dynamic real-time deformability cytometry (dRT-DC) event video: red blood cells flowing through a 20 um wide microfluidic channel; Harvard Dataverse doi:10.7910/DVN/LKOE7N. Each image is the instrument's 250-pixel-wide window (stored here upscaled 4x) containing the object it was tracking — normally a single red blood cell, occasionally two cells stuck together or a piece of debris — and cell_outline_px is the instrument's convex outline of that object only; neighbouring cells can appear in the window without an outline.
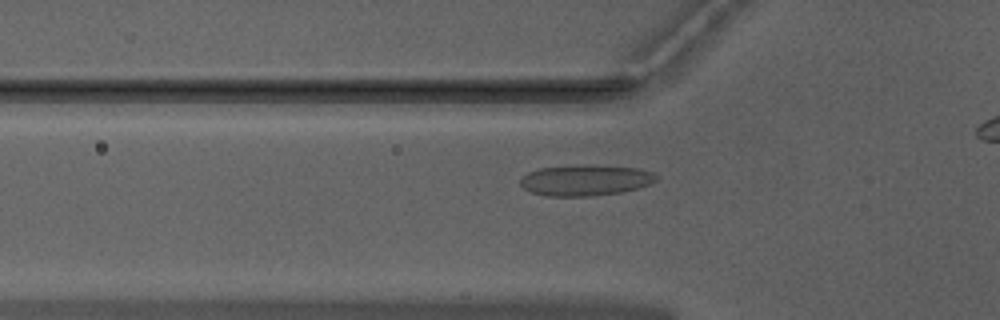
{"species": "Egyptian fruit bat (a non-hibernating species)", "species_latin": "Rousettus aegyptiacus", "temperature_condition": "warm", "stored_images_in_passage": 42, "camera_frame_rate_fps": 3000, "um_per_image_px": 0.085, "animal": {"sex": "male"}, "frame": {"image": 1, "passage_image": 15, "time_ms": 4.667, "image_size_px": [1000, 320], "cell_outline_px": [[656, 180], [648, 184], [636, 188], [620, 192], [592, 196], [544, 196], [528, 192], [520, 184], [520, 180], [528, 172], [540, 168], [640, 168], [652, 172], [656, 176]], "centroid_in_image_um": [49.7, 15.39], "position_along_channel_um": 76.1, "area_um2": 23.06}}
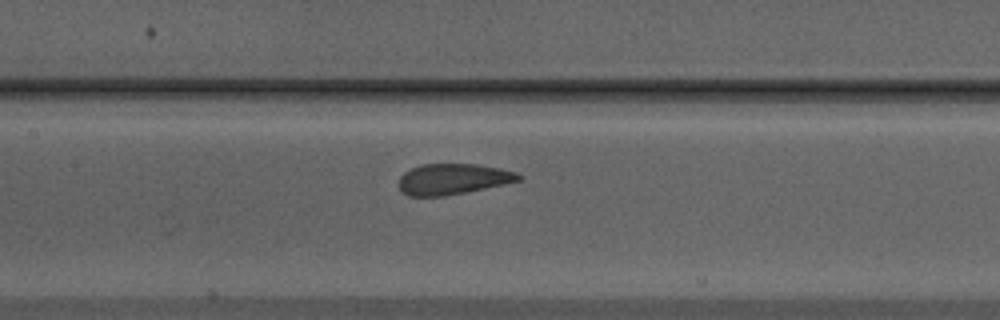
{"frame": {"image": 2, "passage_image": 22, "time_ms": 7.0, "image_size_px": [1000, 320], "cell_outline_px": [[524, 176], [520, 180], [504, 184], [444, 196], [408, 196], [400, 192], [400, 176], [404, 172], [420, 164], [476, 164], [500, 168], [516, 172]], "centroid_in_image_um": [38.49, 15.22], "position_along_channel_um": 168.9, "area_um2": 21.44}}
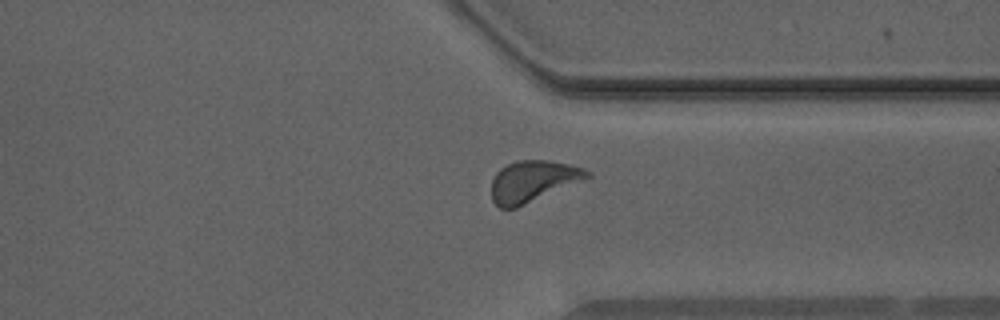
{"frame": {"image": 3, "passage_image": 37, "time_ms": 12.0, "image_size_px": [1000, 320], "cell_outline_px": [[592, 176], [516, 208], [500, 208], [492, 200], [492, 180], [496, 172], [500, 168], [516, 160], [548, 160], [568, 164], [584, 168], [592, 172]], "centroid_in_image_um": [45.29, 15.39], "position_along_channel_um": 366.1, "area_um2": 22.89}}